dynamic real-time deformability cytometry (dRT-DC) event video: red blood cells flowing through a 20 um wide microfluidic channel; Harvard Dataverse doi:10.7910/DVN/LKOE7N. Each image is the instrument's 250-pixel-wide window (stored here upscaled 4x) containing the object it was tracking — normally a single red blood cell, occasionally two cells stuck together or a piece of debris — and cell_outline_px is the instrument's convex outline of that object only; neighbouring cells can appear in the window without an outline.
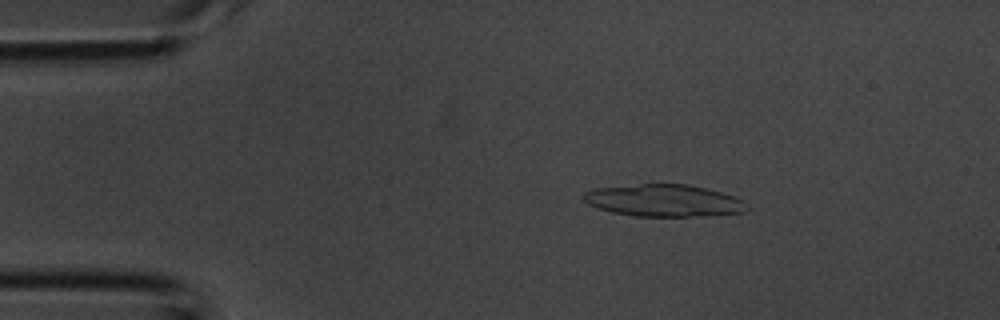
{"species": "common noctule bat (a hibernating species)", "species_latin": "Nyctalus noctula", "temperature_condition": "room temperature", "stored_images_in_passage": 3, "camera_frame_rate_fps": 3000, "um_per_image_px": 0.085, "animal": {"sex": "male", "body_mass_g": 20.1, "forearm_length_mm": 53.5}, "frame": {"image": 1, "passage_image": 2, "time_ms": 0.333, "image_size_px": [1000, 320], "cell_outline_px": [[748, 208], [744, 212], [708, 216], [632, 216], [612, 212], [596, 208], [588, 204], [580, 196], [584, 192], [596, 188], [640, 184], [688, 184], [708, 188], [732, 196], [748, 204]], "centroid_in_image_um": [56.4, 17.05], "position_along_channel_um": 28.6, "area_um2": 30.69}}